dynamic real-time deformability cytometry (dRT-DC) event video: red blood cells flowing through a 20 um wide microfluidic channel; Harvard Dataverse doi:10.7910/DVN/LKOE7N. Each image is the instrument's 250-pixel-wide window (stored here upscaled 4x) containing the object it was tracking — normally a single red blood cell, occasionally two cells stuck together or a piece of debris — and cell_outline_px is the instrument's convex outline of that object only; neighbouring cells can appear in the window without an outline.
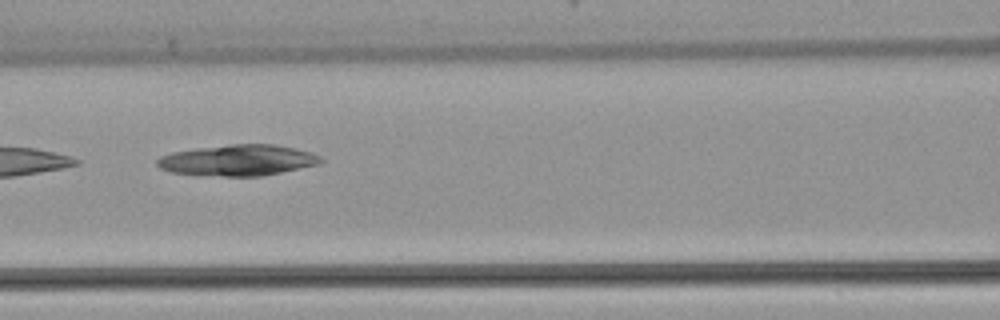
{"species": "common noctule bat (a hibernating species)", "species_latin": "Nyctalus noctula", "temperature_condition": "warm", "stored_images_in_passage": 9, "segment_of_instrument_passage": [1, 2], "camera_frame_rate_fps": 3000, "um_per_image_px": 0.085, "animal": {"sex": "female", "body_mass_g": 22.7, "forearm_length_mm": 54.2}, "frame": {"image": 1, "passage_image": 6, "time_ms": 6.0, "image_size_px": [1000, 320], "cell_outline_px": [[324, 160], [320, 164], [260, 176], [224, 176], [172, 172], [160, 168], [156, 164], [156, 160], [160, 156], [172, 152], [196, 148], [228, 144], [272, 144], [296, 148], [320, 156]], "centroid_in_image_um": [20.22, 13.61], "position_along_channel_um": 146.4, "area_um2": 29.36}}
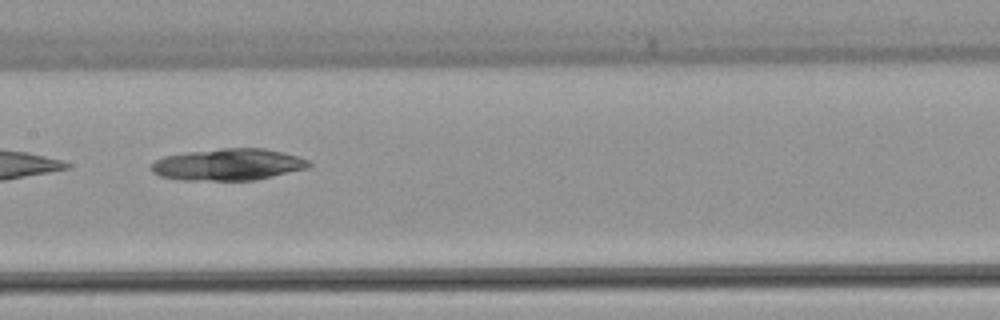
{"frame": {"image": 2, "passage_image": 7, "time_ms": 7.0, "image_size_px": [1000, 320], "cell_outline_px": [[312, 164], [308, 168], [256, 180], [180, 180], [160, 176], [152, 172], [148, 168], [156, 160], [164, 156], [184, 152], [220, 148], [264, 148], [284, 152], [300, 156], [308, 160]], "centroid_in_image_um": [19.39, 13.98], "position_along_channel_um": 188.0, "area_um2": 29.48}}